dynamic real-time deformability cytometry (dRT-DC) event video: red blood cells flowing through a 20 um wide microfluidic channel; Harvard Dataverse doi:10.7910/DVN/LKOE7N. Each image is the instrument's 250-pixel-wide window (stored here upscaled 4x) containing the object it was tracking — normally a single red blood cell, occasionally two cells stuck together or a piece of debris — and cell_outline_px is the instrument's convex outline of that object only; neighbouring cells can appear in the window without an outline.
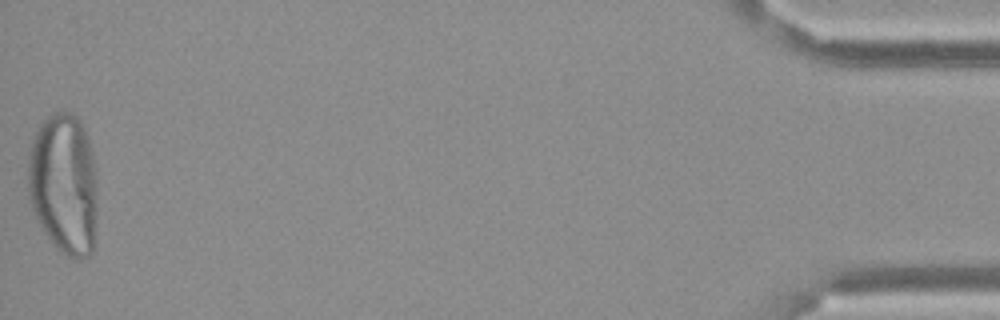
{"species": "Egyptian fruit bat (a non-hibernating species)", "species_latin": "Rousettus aegyptiacus", "temperature_condition": "cold", "stored_images_in_passage": 50, "camera_frame_rate_fps": 3000, "um_per_image_px": 0.085, "frame": {"image": 1, "passage_image": 50, "time_ms": 16.333, "image_size_px": [1000, 320], "cell_outline_px": [[96, 212], [92, 252], [88, 256], [80, 260], [76, 260], [68, 256], [56, 248], [44, 232], [36, 220], [28, 200], [28, 156], [32, 140], [40, 124], [52, 112], [72, 112], [80, 120], [84, 128], [92, 152], [96, 168]], "centroid_in_image_um": [5.41, 15.64], "position_along_channel_um": 429.8, "area_um2": 57.92}}